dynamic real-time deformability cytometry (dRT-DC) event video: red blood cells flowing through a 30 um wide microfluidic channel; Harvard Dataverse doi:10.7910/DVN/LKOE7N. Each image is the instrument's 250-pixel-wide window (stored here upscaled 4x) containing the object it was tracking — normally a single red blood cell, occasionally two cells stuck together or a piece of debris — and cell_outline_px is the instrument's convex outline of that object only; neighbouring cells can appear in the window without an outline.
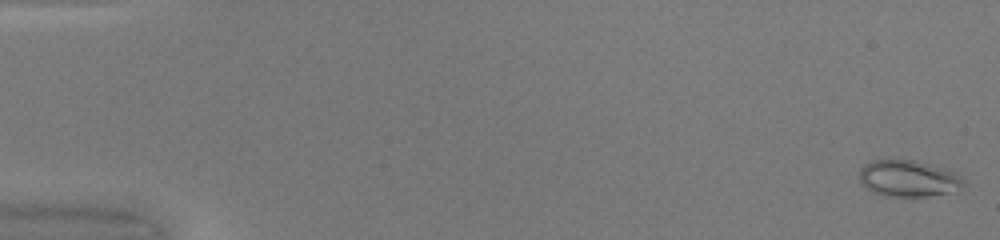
{"species": "common noctule bat (a hibernating species)", "species_latin": "Nyctalus noctula", "temperature_condition": "warm", "stored_images_in_passage": 49, "camera_frame_rate_fps": 3000, "um_per_image_px": 0.085, "animal": {"sex": "female", "body_mass_g": 20.0, "forearm_length_mm": 54.0}, "frame": {"image": 1, "passage_image": 1, "time_ms": 0.0, "image_size_px": [1000, 240], "cell_outline_px": [[964, 180], [956, 192], [928, 196], [884, 196], [872, 192], [864, 188], [860, 184], [860, 168], [864, 164], [872, 160], [916, 160], [944, 168], [956, 172]], "centroid_in_image_um": [77.18, 15.17], "position_along_channel_um": 7.8, "area_um2": 22.37}}
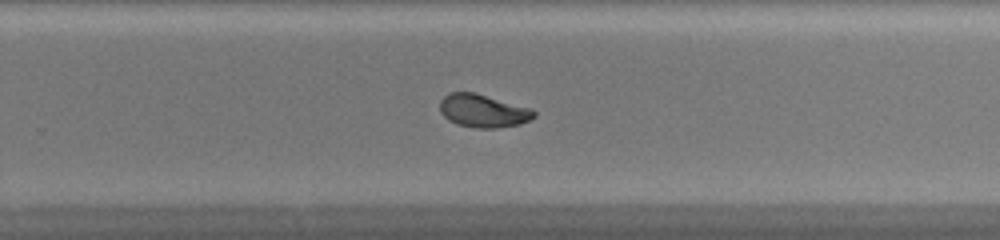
{"frame": {"image": 2, "passage_image": 33, "time_ms": 10.667, "image_size_px": [1000, 240], "cell_outline_px": [[536, 116], [520, 124], [496, 128], [476, 128], [456, 124], [448, 120], [440, 112], [440, 100], [448, 92], [476, 92], [532, 108], [536, 112]], "centroid_in_image_um": [41.06, 9.41], "position_along_channel_um": 288.7, "area_um2": 18.38}}
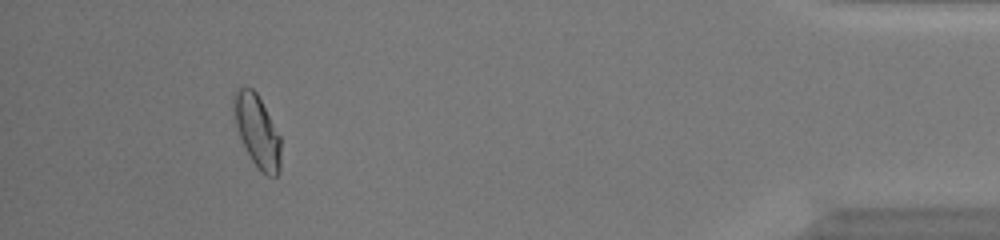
{"frame": {"image": 3, "passage_image": 46, "time_ms": 15.0, "image_size_px": [1000, 240], "cell_outline_px": [[280, 172], [276, 176], [268, 176], [260, 172], [252, 160], [240, 136], [232, 112], [232, 96], [236, 88], [244, 84], [252, 88], [256, 92], [280, 136]], "centroid_in_image_um": [21.83, 11.09], "position_along_channel_um": 413.4, "area_um2": 19.88}, "authors_computed_cell_mechanics": {"area_um2": 19.1318, "velocity_mm_per_s": 4.2314, "shape_relaxation_time_tau1_ms": 7.1125, "shape_relaxation_time_tau2_ms": 1.0084, "deformation_change_tau1": 0.2137, "deformation_change_tau2": 0.061}}